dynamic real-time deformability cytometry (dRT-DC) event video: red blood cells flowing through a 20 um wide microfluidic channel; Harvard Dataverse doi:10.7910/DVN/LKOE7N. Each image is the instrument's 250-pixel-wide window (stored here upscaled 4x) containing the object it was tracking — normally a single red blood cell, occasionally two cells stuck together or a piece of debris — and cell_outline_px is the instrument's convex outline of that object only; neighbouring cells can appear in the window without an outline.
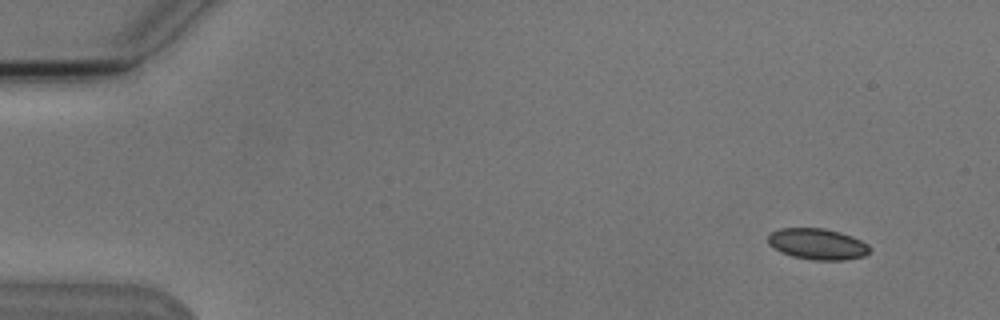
{"species": "Egyptian fruit bat (a non-hibernating species)", "species_latin": "Rousettus aegyptiacus", "temperature_condition": "cold", "stored_images_in_passage": 7, "camera_frame_rate_fps": 3000, "um_per_image_px": 0.085, "animal": {"sex": "male"}, "frame": {"image": 1, "passage_image": 1, "time_ms": 0.0, "image_size_px": [1000, 320], "cell_outline_px": [[872, 248], [864, 256], [844, 260], [812, 260], [792, 256], [780, 252], [768, 244], [768, 236], [772, 232], [780, 228], [824, 228], [840, 232], [852, 236], [868, 244]], "centroid_in_image_um": [69.49, 20.74], "position_along_channel_um": 15.5, "area_um2": 18.5}}
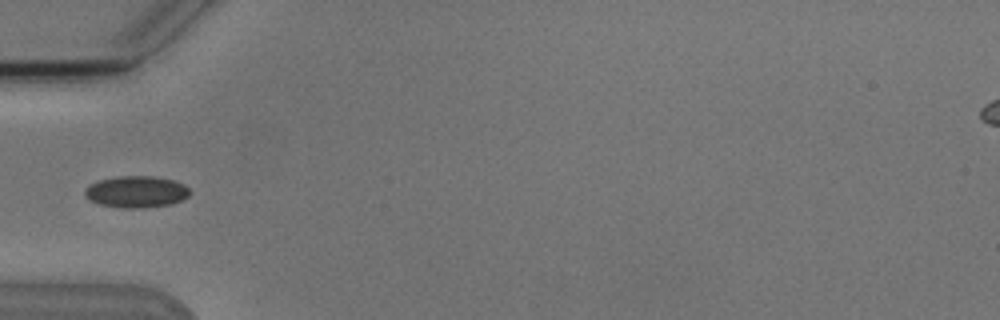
{"frame": {"image": 2, "passage_image": 5, "time_ms": 4.667, "image_size_px": [1000, 320], "cell_outline_px": [[192, 192], [184, 200], [168, 204], [144, 208], [120, 208], [100, 204], [88, 200], [84, 196], [84, 188], [100, 180], [120, 176], [152, 176], [172, 180], [184, 184]], "centroid_in_image_um": [11.58, 16.31], "position_along_channel_um": 73.4, "area_um2": 19.42}}
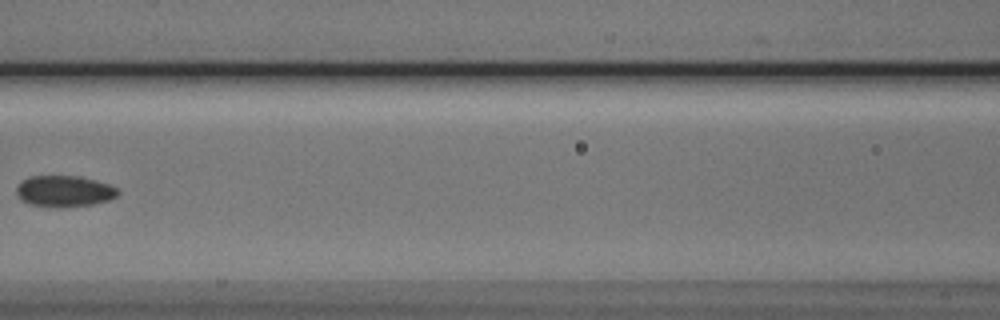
{"frame": {"image": 3, "passage_image": 7, "time_ms": 7.0, "image_size_px": [1000, 320], "cell_outline_px": [[120, 192], [116, 196], [108, 200], [92, 204], [56, 208], [32, 204], [20, 200], [16, 192], [16, 188], [24, 180], [32, 176], [76, 176], [108, 184], [116, 188]], "centroid_in_image_um": [5.45, 16.26], "position_along_channel_um": 161.2, "area_um2": 18.15}}